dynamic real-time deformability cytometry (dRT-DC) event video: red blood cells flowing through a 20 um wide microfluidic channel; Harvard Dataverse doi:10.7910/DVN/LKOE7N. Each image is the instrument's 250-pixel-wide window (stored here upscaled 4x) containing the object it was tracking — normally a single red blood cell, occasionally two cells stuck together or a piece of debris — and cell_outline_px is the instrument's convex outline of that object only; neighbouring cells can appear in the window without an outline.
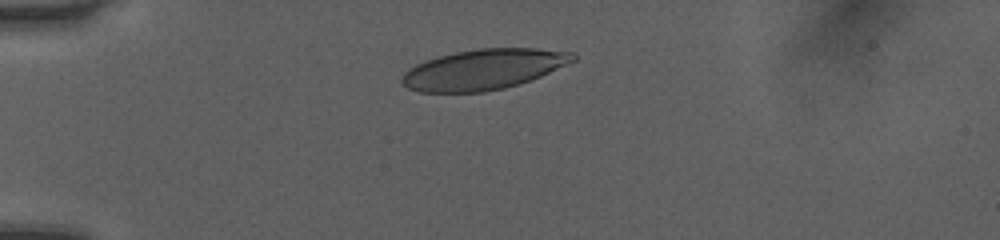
{"species": "human", "species_latin": "Homo sapiens", "temperature_condition": "room temperature", "stored_images_in_passage": 32, "camera_frame_rate_fps": 3000, "um_per_image_px": 0.085, "donor": {"sex": "female"}, "frame": {"image": 1, "passage_image": 1, "time_ms": 0.0, "image_size_px": [1000, 240], "cell_outline_px": [[576, 60], [540, 76], [520, 84], [504, 88], [484, 92], [420, 92], [408, 88], [400, 80], [404, 72], [408, 68], [416, 64], [440, 56], [456, 52], [480, 48], [536, 48], [576, 52]], "centroid_in_image_um": [41.12, 5.9], "position_along_channel_um": 43.9, "area_um2": 40.17}}
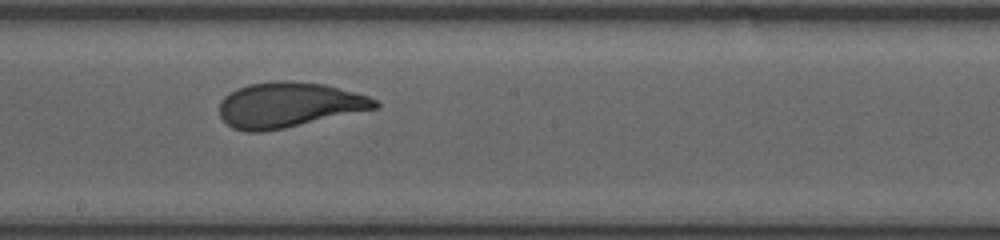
{"frame": {"image": 2, "passage_image": 17, "time_ms": 5.333, "image_size_px": [1000, 240], "cell_outline_px": [[380, 108], [284, 128], [264, 132], [248, 132], [232, 128], [220, 116], [220, 100], [224, 96], [236, 88], [248, 84], [276, 80], [288, 80], [324, 84], [368, 96], [376, 100], [380, 104]], "centroid_in_image_um": [24.54, 8.91], "position_along_channel_um": 223.7, "area_um2": 41.15}}
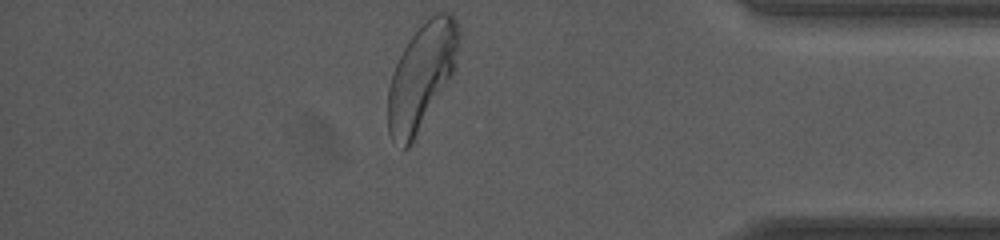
{"frame": {"image": 3, "passage_image": 32, "time_ms": 10.333, "image_size_px": [1000, 240], "cell_outline_px": [[460, 40], [456, 68], [452, 76], [408, 148], [404, 148], [392, 140], [388, 132], [388, 88], [396, 64], [420, 16], [436, 12], [452, 12], [460, 28]], "centroid_in_image_um": [35.86, 6.33], "position_along_channel_um": 399.3, "area_um2": 44.45}, "authors_computed_cell_mechanics": {"area_um2": 41.1536, "velocity_mm_per_s": 4.0467, "shape_relaxation_time_tau1_ms": 3.3414, "shape_relaxation_time_tau2_ms": null, "deformation_change_tau1": 0.1542, "deformation_change_tau2": null}}